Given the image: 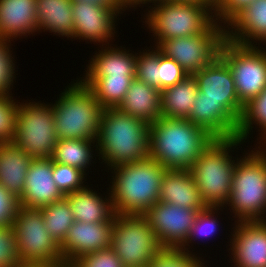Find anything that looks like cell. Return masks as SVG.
<instances>
[{"label": "cell", "mask_w": 266, "mask_h": 267, "mask_svg": "<svg viewBox=\"0 0 266 267\" xmlns=\"http://www.w3.org/2000/svg\"><path fill=\"white\" fill-rule=\"evenodd\" d=\"M149 126L148 122L118 108L103 109L96 145L104 172L149 157Z\"/></svg>", "instance_id": "6da1fadb"}, {"label": "cell", "mask_w": 266, "mask_h": 267, "mask_svg": "<svg viewBox=\"0 0 266 267\" xmlns=\"http://www.w3.org/2000/svg\"><path fill=\"white\" fill-rule=\"evenodd\" d=\"M110 170V171H109ZM167 169L146 158L107 169L108 184L116 215H143L159 199V188Z\"/></svg>", "instance_id": "7a4b0ae2"}, {"label": "cell", "mask_w": 266, "mask_h": 267, "mask_svg": "<svg viewBox=\"0 0 266 267\" xmlns=\"http://www.w3.org/2000/svg\"><path fill=\"white\" fill-rule=\"evenodd\" d=\"M214 139L188 119L160 117L149 126V158L166 169H188Z\"/></svg>", "instance_id": "3957f363"}, {"label": "cell", "mask_w": 266, "mask_h": 267, "mask_svg": "<svg viewBox=\"0 0 266 267\" xmlns=\"http://www.w3.org/2000/svg\"><path fill=\"white\" fill-rule=\"evenodd\" d=\"M243 144L237 137L215 138L188 168L207 207H225L229 201L233 171L241 157L232 154Z\"/></svg>", "instance_id": "277c9868"}, {"label": "cell", "mask_w": 266, "mask_h": 267, "mask_svg": "<svg viewBox=\"0 0 266 267\" xmlns=\"http://www.w3.org/2000/svg\"><path fill=\"white\" fill-rule=\"evenodd\" d=\"M250 150H244L235 164L231 195L224 207L234 222L266 221V147Z\"/></svg>", "instance_id": "5b68a950"}, {"label": "cell", "mask_w": 266, "mask_h": 267, "mask_svg": "<svg viewBox=\"0 0 266 267\" xmlns=\"http://www.w3.org/2000/svg\"><path fill=\"white\" fill-rule=\"evenodd\" d=\"M141 6H149L141 17L156 48L167 39L206 33L216 23L211 8L194 2L148 0Z\"/></svg>", "instance_id": "8992f818"}, {"label": "cell", "mask_w": 266, "mask_h": 267, "mask_svg": "<svg viewBox=\"0 0 266 267\" xmlns=\"http://www.w3.org/2000/svg\"><path fill=\"white\" fill-rule=\"evenodd\" d=\"M72 80L50 102L57 138L96 140L103 108L87 86L77 78Z\"/></svg>", "instance_id": "52a82bcc"}, {"label": "cell", "mask_w": 266, "mask_h": 267, "mask_svg": "<svg viewBox=\"0 0 266 267\" xmlns=\"http://www.w3.org/2000/svg\"><path fill=\"white\" fill-rule=\"evenodd\" d=\"M12 142L34 159L51 158L58 142L52 105L44 100L19 101Z\"/></svg>", "instance_id": "ba28073f"}, {"label": "cell", "mask_w": 266, "mask_h": 267, "mask_svg": "<svg viewBox=\"0 0 266 267\" xmlns=\"http://www.w3.org/2000/svg\"><path fill=\"white\" fill-rule=\"evenodd\" d=\"M12 227L16 236L20 262L64 267L60 245L47 231L40 209L19 205Z\"/></svg>", "instance_id": "9c48e42d"}, {"label": "cell", "mask_w": 266, "mask_h": 267, "mask_svg": "<svg viewBox=\"0 0 266 267\" xmlns=\"http://www.w3.org/2000/svg\"><path fill=\"white\" fill-rule=\"evenodd\" d=\"M111 248L123 267H147L161 246L143 215H115Z\"/></svg>", "instance_id": "30bf717a"}, {"label": "cell", "mask_w": 266, "mask_h": 267, "mask_svg": "<svg viewBox=\"0 0 266 267\" xmlns=\"http://www.w3.org/2000/svg\"><path fill=\"white\" fill-rule=\"evenodd\" d=\"M219 56L232 71L239 101L245 106L266 88V49L224 39Z\"/></svg>", "instance_id": "8fae6325"}, {"label": "cell", "mask_w": 266, "mask_h": 267, "mask_svg": "<svg viewBox=\"0 0 266 267\" xmlns=\"http://www.w3.org/2000/svg\"><path fill=\"white\" fill-rule=\"evenodd\" d=\"M225 28L215 23L206 33L164 40L157 49L174 59L188 75H193L219 56Z\"/></svg>", "instance_id": "7c38bea8"}, {"label": "cell", "mask_w": 266, "mask_h": 267, "mask_svg": "<svg viewBox=\"0 0 266 267\" xmlns=\"http://www.w3.org/2000/svg\"><path fill=\"white\" fill-rule=\"evenodd\" d=\"M72 15L74 22L72 39L83 42L85 40V43H93L96 46L114 44V38L118 34L117 22L123 15L118 9L99 3L73 0Z\"/></svg>", "instance_id": "4fadbf2b"}, {"label": "cell", "mask_w": 266, "mask_h": 267, "mask_svg": "<svg viewBox=\"0 0 266 267\" xmlns=\"http://www.w3.org/2000/svg\"><path fill=\"white\" fill-rule=\"evenodd\" d=\"M193 76L198 84L196 99L217 101L239 123L244 105L238 99L234 77L228 64L217 56Z\"/></svg>", "instance_id": "5bb4252c"}, {"label": "cell", "mask_w": 266, "mask_h": 267, "mask_svg": "<svg viewBox=\"0 0 266 267\" xmlns=\"http://www.w3.org/2000/svg\"><path fill=\"white\" fill-rule=\"evenodd\" d=\"M198 212L157 201L143 216L161 247L180 248L186 242Z\"/></svg>", "instance_id": "9a60e30c"}, {"label": "cell", "mask_w": 266, "mask_h": 267, "mask_svg": "<svg viewBox=\"0 0 266 267\" xmlns=\"http://www.w3.org/2000/svg\"><path fill=\"white\" fill-rule=\"evenodd\" d=\"M231 223L226 245V248L230 246L228 255L231 254L228 263L234 267H266V221Z\"/></svg>", "instance_id": "2e32d148"}, {"label": "cell", "mask_w": 266, "mask_h": 267, "mask_svg": "<svg viewBox=\"0 0 266 267\" xmlns=\"http://www.w3.org/2000/svg\"><path fill=\"white\" fill-rule=\"evenodd\" d=\"M114 222L84 223L75 221L60 245L64 267L86 254L111 247Z\"/></svg>", "instance_id": "e0dca14e"}, {"label": "cell", "mask_w": 266, "mask_h": 267, "mask_svg": "<svg viewBox=\"0 0 266 267\" xmlns=\"http://www.w3.org/2000/svg\"><path fill=\"white\" fill-rule=\"evenodd\" d=\"M64 197L53 180V160L51 158L33 159L25 178L19 205L39 209Z\"/></svg>", "instance_id": "ac0fdd59"}, {"label": "cell", "mask_w": 266, "mask_h": 267, "mask_svg": "<svg viewBox=\"0 0 266 267\" xmlns=\"http://www.w3.org/2000/svg\"><path fill=\"white\" fill-rule=\"evenodd\" d=\"M225 38L238 45H264L266 43V0H254L241 11L225 27Z\"/></svg>", "instance_id": "d6986e66"}, {"label": "cell", "mask_w": 266, "mask_h": 267, "mask_svg": "<svg viewBox=\"0 0 266 267\" xmlns=\"http://www.w3.org/2000/svg\"><path fill=\"white\" fill-rule=\"evenodd\" d=\"M36 8V0H0V38L15 42L38 33Z\"/></svg>", "instance_id": "ffe728a7"}, {"label": "cell", "mask_w": 266, "mask_h": 267, "mask_svg": "<svg viewBox=\"0 0 266 267\" xmlns=\"http://www.w3.org/2000/svg\"><path fill=\"white\" fill-rule=\"evenodd\" d=\"M159 189L160 202L197 211L207 208L188 169H167Z\"/></svg>", "instance_id": "44dd1931"}, {"label": "cell", "mask_w": 266, "mask_h": 267, "mask_svg": "<svg viewBox=\"0 0 266 267\" xmlns=\"http://www.w3.org/2000/svg\"><path fill=\"white\" fill-rule=\"evenodd\" d=\"M90 186L86 185L83 189L65 195L71 206L74 220L84 223L114 222L116 214L109 189L107 188L105 195L92 189V184Z\"/></svg>", "instance_id": "7402d4cb"}, {"label": "cell", "mask_w": 266, "mask_h": 267, "mask_svg": "<svg viewBox=\"0 0 266 267\" xmlns=\"http://www.w3.org/2000/svg\"><path fill=\"white\" fill-rule=\"evenodd\" d=\"M99 47L98 52L92 53L83 75H135L136 51L117 44Z\"/></svg>", "instance_id": "603a6c76"}, {"label": "cell", "mask_w": 266, "mask_h": 267, "mask_svg": "<svg viewBox=\"0 0 266 267\" xmlns=\"http://www.w3.org/2000/svg\"><path fill=\"white\" fill-rule=\"evenodd\" d=\"M188 120L214 138L237 137L239 123L217 101L196 100Z\"/></svg>", "instance_id": "cb8c5ba5"}, {"label": "cell", "mask_w": 266, "mask_h": 267, "mask_svg": "<svg viewBox=\"0 0 266 267\" xmlns=\"http://www.w3.org/2000/svg\"><path fill=\"white\" fill-rule=\"evenodd\" d=\"M33 159L13 142L0 143V184L18 199Z\"/></svg>", "instance_id": "d4e9b609"}, {"label": "cell", "mask_w": 266, "mask_h": 267, "mask_svg": "<svg viewBox=\"0 0 266 267\" xmlns=\"http://www.w3.org/2000/svg\"><path fill=\"white\" fill-rule=\"evenodd\" d=\"M117 108L151 124L162 117L160 90L134 78Z\"/></svg>", "instance_id": "484cf974"}, {"label": "cell", "mask_w": 266, "mask_h": 267, "mask_svg": "<svg viewBox=\"0 0 266 267\" xmlns=\"http://www.w3.org/2000/svg\"><path fill=\"white\" fill-rule=\"evenodd\" d=\"M73 0H36L38 32H49L72 40Z\"/></svg>", "instance_id": "4316f807"}, {"label": "cell", "mask_w": 266, "mask_h": 267, "mask_svg": "<svg viewBox=\"0 0 266 267\" xmlns=\"http://www.w3.org/2000/svg\"><path fill=\"white\" fill-rule=\"evenodd\" d=\"M198 93L193 75H187L174 86L160 91L161 112L164 118L188 119Z\"/></svg>", "instance_id": "83f0119b"}, {"label": "cell", "mask_w": 266, "mask_h": 267, "mask_svg": "<svg viewBox=\"0 0 266 267\" xmlns=\"http://www.w3.org/2000/svg\"><path fill=\"white\" fill-rule=\"evenodd\" d=\"M135 75H82L79 79L94 94L103 109L117 108Z\"/></svg>", "instance_id": "f1b7e54d"}, {"label": "cell", "mask_w": 266, "mask_h": 267, "mask_svg": "<svg viewBox=\"0 0 266 267\" xmlns=\"http://www.w3.org/2000/svg\"><path fill=\"white\" fill-rule=\"evenodd\" d=\"M96 154H98L96 140L58 139L51 159L53 162L76 167L88 175L92 163L94 165L97 163L94 161L98 157Z\"/></svg>", "instance_id": "f546056e"}, {"label": "cell", "mask_w": 266, "mask_h": 267, "mask_svg": "<svg viewBox=\"0 0 266 267\" xmlns=\"http://www.w3.org/2000/svg\"><path fill=\"white\" fill-rule=\"evenodd\" d=\"M254 128L259 132L254 147H258V145L259 147H266V88L244 106L238 124L237 138L249 144V137L252 135L250 138H253V133L255 134Z\"/></svg>", "instance_id": "4dcf8cb0"}, {"label": "cell", "mask_w": 266, "mask_h": 267, "mask_svg": "<svg viewBox=\"0 0 266 267\" xmlns=\"http://www.w3.org/2000/svg\"><path fill=\"white\" fill-rule=\"evenodd\" d=\"M42 212L47 231L51 237L61 245L74 224V216L68 200L56 201L48 206L39 208Z\"/></svg>", "instance_id": "1f68e13d"}, {"label": "cell", "mask_w": 266, "mask_h": 267, "mask_svg": "<svg viewBox=\"0 0 266 267\" xmlns=\"http://www.w3.org/2000/svg\"><path fill=\"white\" fill-rule=\"evenodd\" d=\"M223 209L224 207H207L206 209L199 211L186 242L180 248L189 253H196L193 252L196 251L192 249L193 245H202L196 242L198 239L203 241L204 245L205 240H208L212 236L215 237V235L217 234L216 232L220 230V218L218 217L220 215V211L223 212Z\"/></svg>", "instance_id": "d6a6232c"}, {"label": "cell", "mask_w": 266, "mask_h": 267, "mask_svg": "<svg viewBox=\"0 0 266 267\" xmlns=\"http://www.w3.org/2000/svg\"><path fill=\"white\" fill-rule=\"evenodd\" d=\"M199 251L189 253L181 248L161 247L147 267H208Z\"/></svg>", "instance_id": "836d02e7"}, {"label": "cell", "mask_w": 266, "mask_h": 267, "mask_svg": "<svg viewBox=\"0 0 266 267\" xmlns=\"http://www.w3.org/2000/svg\"><path fill=\"white\" fill-rule=\"evenodd\" d=\"M149 48L137 51L135 78L159 89V50Z\"/></svg>", "instance_id": "e575fe53"}, {"label": "cell", "mask_w": 266, "mask_h": 267, "mask_svg": "<svg viewBox=\"0 0 266 267\" xmlns=\"http://www.w3.org/2000/svg\"><path fill=\"white\" fill-rule=\"evenodd\" d=\"M53 180L64 196L83 189L88 184L85 182L87 175L83 171L58 162H53Z\"/></svg>", "instance_id": "d590c367"}, {"label": "cell", "mask_w": 266, "mask_h": 267, "mask_svg": "<svg viewBox=\"0 0 266 267\" xmlns=\"http://www.w3.org/2000/svg\"><path fill=\"white\" fill-rule=\"evenodd\" d=\"M12 41L0 38V93L11 94L13 85L16 82V66L15 56L12 53ZM12 49V50H11ZM13 54V55H12ZM15 81V82H14Z\"/></svg>", "instance_id": "8d00e7d4"}, {"label": "cell", "mask_w": 266, "mask_h": 267, "mask_svg": "<svg viewBox=\"0 0 266 267\" xmlns=\"http://www.w3.org/2000/svg\"><path fill=\"white\" fill-rule=\"evenodd\" d=\"M13 94L0 93V143L12 142L15 136L16 111L20 100H16Z\"/></svg>", "instance_id": "74e56055"}, {"label": "cell", "mask_w": 266, "mask_h": 267, "mask_svg": "<svg viewBox=\"0 0 266 267\" xmlns=\"http://www.w3.org/2000/svg\"><path fill=\"white\" fill-rule=\"evenodd\" d=\"M159 90L174 86L183 80L188 74L174 60L166 57L159 51Z\"/></svg>", "instance_id": "f35d334b"}, {"label": "cell", "mask_w": 266, "mask_h": 267, "mask_svg": "<svg viewBox=\"0 0 266 267\" xmlns=\"http://www.w3.org/2000/svg\"><path fill=\"white\" fill-rule=\"evenodd\" d=\"M20 262L12 225L0 226V267H14Z\"/></svg>", "instance_id": "ab89813d"}, {"label": "cell", "mask_w": 266, "mask_h": 267, "mask_svg": "<svg viewBox=\"0 0 266 267\" xmlns=\"http://www.w3.org/2000/svg\"><path fill=\"white\" fill-rule=\"evenodd\" d=\"M68 267H123L120 258L111 247L86 254Z\"/></svg>", "instance_id": "60d3db41"}, {"label": "cell", "mask_w": 266, "mask_h": 267, "mask_svg": "<svg viewBox=\"0 0 266 267\" xmlns=\"http://www.w3.org/2000/svg\"><path fill=\"white\" fill-rule=\"evenodd\" d=\"M254 0H216L214 19L224 28Z\"/></svg>", "instance_id": "b9f144b4"}, {"label": "cell", "mask_w": 266, "mask_h": 267, "mask_svg": "<svg viewBox=\"0 0 266 267\" xmlns=\"http://www.w3.org/2000/svg\"><path fill=\"white\" fill-rule=\"evenodd\" d=\"M18 207L19 199L0 184V226L12 225Z\"/></svg>", "instance_id": "7bdbcfd3"}, {"label": "cell", "mask_w": 266, "mask_h": 267, "mask_svg": "<svg viewBox=\"0 0 266 267\" xmlns=\"http://www.w3.org/2000/svg\"><path fill=\"white\" fill-rule=\"evenodd\" d=\"M91 3H99L102 5H108L113 9H118L122 14L127 11H131L132 8L124 0H78Z\"/></svg>", "instance_id": "ee69618b"}, {"label": "cell", "mask_w": 266, "mask_h": 267, "mask_svg": "<svg viewBox=\"0 0 266 267\" xmlns=\"http://www.w3.org/2000/svg\"><path fill=\"white\" fill-rule=\"evenodd\" d=\"M170 1L194 2V3L206 5L209 8H211L213 11L216 6V0H170Z\"/></svg>", "instance_id": "f6af8a7d"}, {"label": "cell", "mask_w": 266, "mask_h": 267, "mask_svg": "<svg viewBox=\"0 0 266 267\" xmlns=\"http://www.w3.org/2000/svg\"><path fill=\"white\" fill-rule=\"evenodd\" d=\"M14 267H57V266L45 263L19 262Z\"/></svg>", "instance_id": "bcb514c9"}, {"label": "cell", "mask_w": 266, "mask_h": 267, "mask_svg": "<svg viewBox=\"0 0 266 267\" xmlns=\"http://www.w3.org/2000/svg\"><path fill=\"white\" fill-rule=\"evenodd\" d=\"M138 7V0H133V10L135 11Z\"/></svg>", "instance_id": "7dc6e473"}, {"label": "cell", "mask_w": 266, "mask_h": 267, "mask_svg": "<svg viewBox=\"0 0 266 267\" xmlns=\"http://www.w3.org/2000/svg\"><path fill=\"white\" fill-rule=\"evenodd\" d=\"M133 9V0H124Z\"/></svg>", "instance_id": "c3c4849f"}, {"label": "cell", "mask_w": 266, "mask_h": 267, "mask_svg": "<svg viewBox=\"0 0 266 267\" xmlns=\"http://www.w3.org/2000/svg\"><path fill=\"white\" fill-rule=\"evenodd\" d=\"M147 1L148 0H138V7H141V5H143Z\"/></svg>", "instance_id": "681fc988"}]
</instances>
